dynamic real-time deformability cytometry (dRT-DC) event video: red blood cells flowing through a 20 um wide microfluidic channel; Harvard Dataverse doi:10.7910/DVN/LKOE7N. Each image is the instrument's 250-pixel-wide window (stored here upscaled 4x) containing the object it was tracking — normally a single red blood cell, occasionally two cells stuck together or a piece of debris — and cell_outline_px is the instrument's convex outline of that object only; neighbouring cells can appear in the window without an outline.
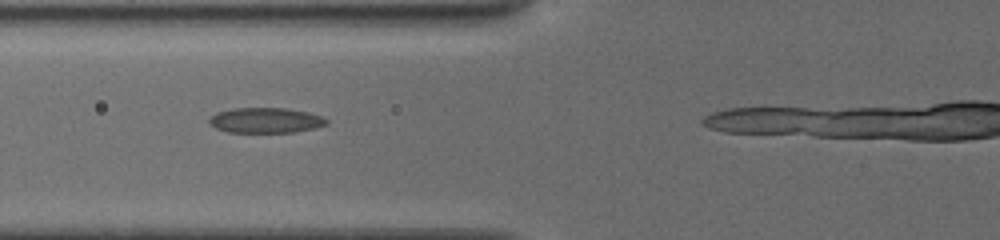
{"species": "common noctule bat (a hibernating species)", "species_latin": "Nyctalus noctula", "temperature_condition": "cold", "stored_images_in_passage": 14, "camera_frame_rate_fps": 3000, "um_per_image_px": 0.085, "animal": {"sex": "female", "body_mass_g": 19.5, "forearm_length_mm": 54.1}, "frame": {"image": 1, "passage_image": 10, "time_ms": 5.0, "image_size_px": [1000, 240], "cell_outline_px": [[328, 124], [316, 128], [292, 132], [228, 132], [216, 128], [208, 120], [216, 112], [232, 108], [284, 108], [308, 112], [320, 116], [328, 120]], "centroid_in_image_um": [22.59, 10.22], "position_along_channel_um": 103.2, "area_um2": 17.17}}
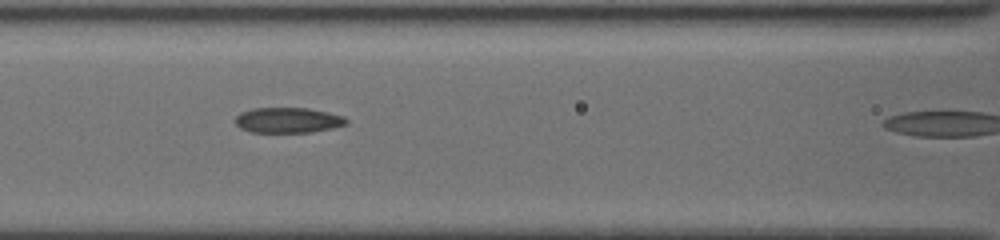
{"frame": {"image": 2, "passage_image": 12, "time_ms": 6.0, "image_size_px": [1000, 240], "cell_outline_px": [[348, 124], [332, 128], [308, 132], [252, 132], [240, 128], [236, 124], [236, 116], [240, 112], [252, 108], [308, 108], [328, 112], [344, 116], [348, 120]], "centroid_in_image_um": [24.48, 10.21], "position_along_channel_um": 142.1, "area_um2": 16.42}}